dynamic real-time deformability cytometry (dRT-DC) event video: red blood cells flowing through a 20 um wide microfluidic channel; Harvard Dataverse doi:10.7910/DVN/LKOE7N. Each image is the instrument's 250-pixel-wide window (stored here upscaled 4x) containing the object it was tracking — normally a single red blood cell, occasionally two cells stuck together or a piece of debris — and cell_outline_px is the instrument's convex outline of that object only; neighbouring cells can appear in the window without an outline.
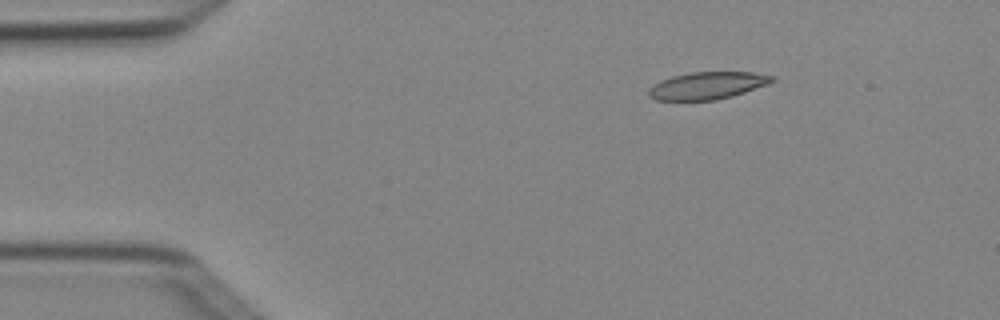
{"species": "Egyptian fruit bat (a non-hibernating species)", "species_latin": "Rousettus aegyptiacus", "temperature_condition": "cold", "stored_images_in_passage": 5, "camera_frame_rate_fps": 3000, "um_per_image_px": 0.085, "animal": {"sex": "female"}, "frame": {"image": 1, "passage_image": 5, "time_ms": 1.333, "image_size_px": [1000, 320], "cell_outline_px": [[776, 80], [768, 84], [732, 96], [716, 100], [656, 100], [648, 96], [648, 88], [660, 80], [672, 76], [688, 72], [752, 72], [776, 76]], "centroid_in_image_um": [60.12, 7.27], "position_along_channel_um": 24.9, "area_um2": 19.77}}